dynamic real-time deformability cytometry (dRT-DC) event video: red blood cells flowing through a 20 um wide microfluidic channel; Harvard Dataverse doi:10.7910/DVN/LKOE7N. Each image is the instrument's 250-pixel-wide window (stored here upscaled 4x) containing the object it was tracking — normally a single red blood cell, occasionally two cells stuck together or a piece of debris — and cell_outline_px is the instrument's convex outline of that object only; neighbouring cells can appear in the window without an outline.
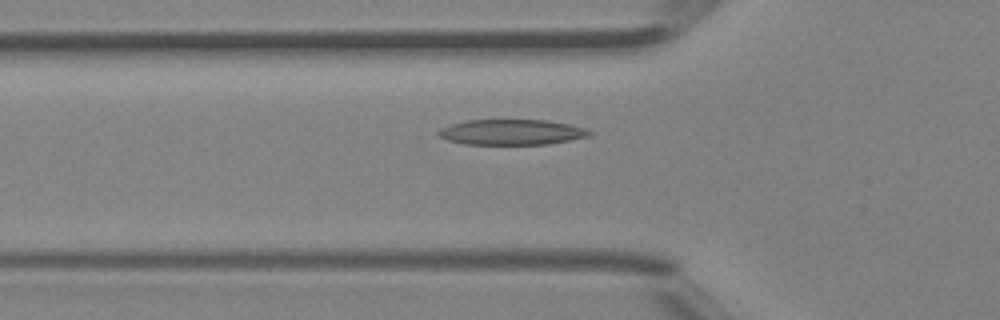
{"species": "Egyptian fruit bat (a non-hibernating species)", "species_latin": "Rousettus aegyptiacus", "temperature_condition": "room temperature", "stored_images_in_passage": 28, "camera_frame_rate_fps": 3000, "um_per_image_px": 0.085, "animal": {"sex": "female"}, "frame": {"image": 1, "passage_image": 4, "time_ms": 1.0, "image_size_px": [1000, 320], "cell_outline_px": [[592, 132], [588, 136], [548, 144], [464, 144], [448, 140], [440, 136], [436, 132], [440, 128], [464, 120], [544, 120], [568, 124], [588, 128]], "centroid_in_image_um": [43.47, 11.23], "position_along_channel_um": 82.3, "area_um2": 22.25}}
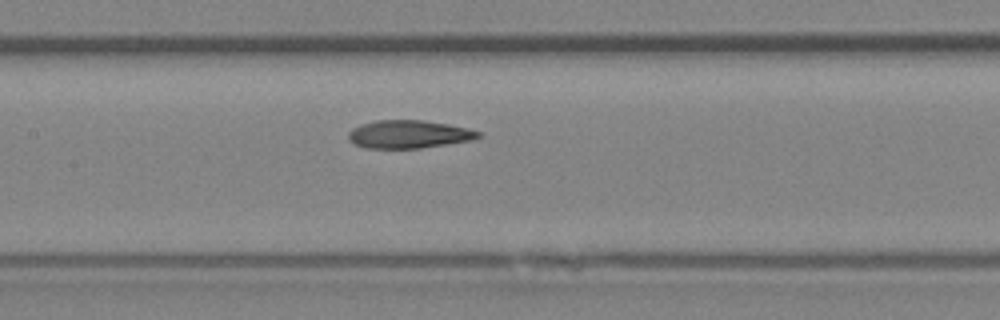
{"frame": {"image": 2, "passage_image": 10, "time_ms": 3.0, "image_size_px": [1000, 320], "cell_outline_px": [[484, 136], [472, 140], [420, 148], [364, 148], [348, 140], [348, 132], [352, 128], [360, 124], [376, 120], [424, 120], [448, 124], [468, 128], [484, 132]], "centroid_in_image_um": [34.78, 11.4], "position_along_channel_um": 172.6, "area_um2": 21.44}}
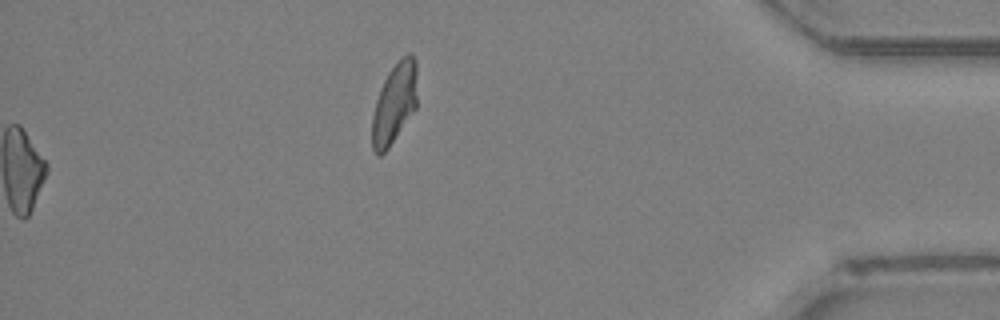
{"frame": {"image": 3, "passage_image": 28, "time_ms": 9.0, "image_size_px": [1000, 320], "cell_outline_px": [[416, 108], [388, 148], [380, 156], [376, 156], [372, 148], [372, 116], [376, 100], [380, 88], [388, 72], [396, 60], [400, 56], [408, 52], [412, 52], [416, 60]], "centroid_in_image_um": [33.52, 8.74], "position_along_channel_um": 401.7, "area_um2": 21.39}, "authors_computed_cell_mechanics": {"area_um2": 21.6461, "velocity_mm_per_s": 4.5113, "shape_relaxation_time_tau1_ms": 4.3692, "shape_relaxation_time_tau2_ms": 1.5418, "deformation_change_tau1": 0.1812, "deformation_change_tau2": 0.0916}}